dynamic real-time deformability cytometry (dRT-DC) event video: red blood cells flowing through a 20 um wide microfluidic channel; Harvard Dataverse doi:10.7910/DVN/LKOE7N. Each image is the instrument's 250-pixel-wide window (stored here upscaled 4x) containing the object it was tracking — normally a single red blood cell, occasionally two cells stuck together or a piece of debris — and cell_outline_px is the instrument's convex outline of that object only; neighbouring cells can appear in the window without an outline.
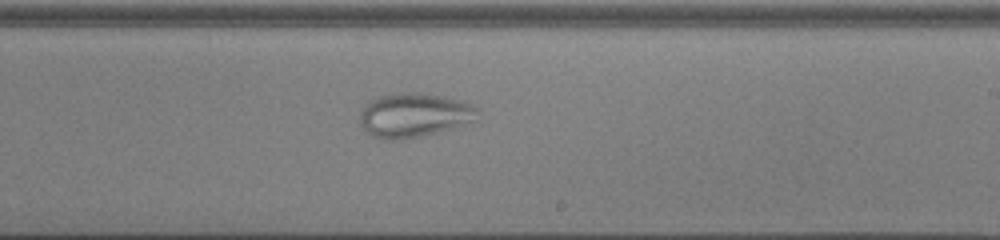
{"species": "common noctule bat (a hibernating species)", "species_latin": "Nyctalus noctula", "temperature_condition": "cold", "stored_images_in_passage": 46, "camera_frame_rate_fps": 3000, "um_per_image_px": 0.085, "animal": {"sex": "male", "body_mass_g": 13.0, "forearm_length_mm": 53.1}, "frame": {"image": 1, "passage_image": 26, "time_ms": 8.333, "image_size_px": [1000, 240], "cell_outline_px": [[480, 120], [472, 124], [420, 136], [392, 140], [384, 140], [372, 136], [360, 124], [360, 112], [364, 104], [368, 100], [380, 96], [400, 92], [420, 92], [444, 96], [460, 100], [476, 108]], "centroid_in_image_um": [35.22, 9.78], "position_along_channel_um": 253.8, "area_um2": 30.75}}
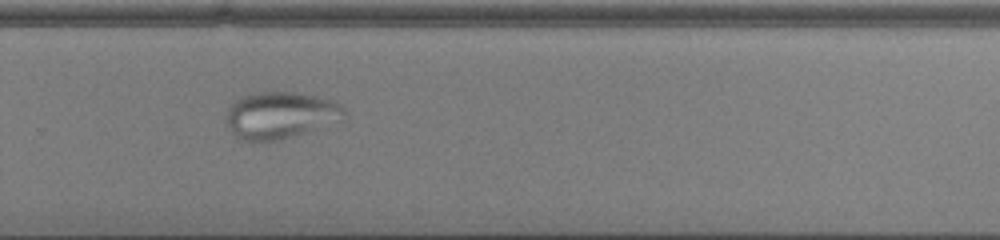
{"frame": {"image": 2, "passage_image": 30, "time_ms": 9.667, "image_size_px": [1000, 240], "cell_outline_px": [[348, 116], [344, 120], [280, 140], [264, 144], [252, 144], [240, 140], [232, 132], [228, 124], [228, 108], [236, 100], [244, 96], [256, 92], [296, 92], [332, 100], [340, 104], [348, 112]], "centroid_in_image_um": [23.87, 9.84], "position_along_channel_um": 305.9, "area_um2": 32.77}}
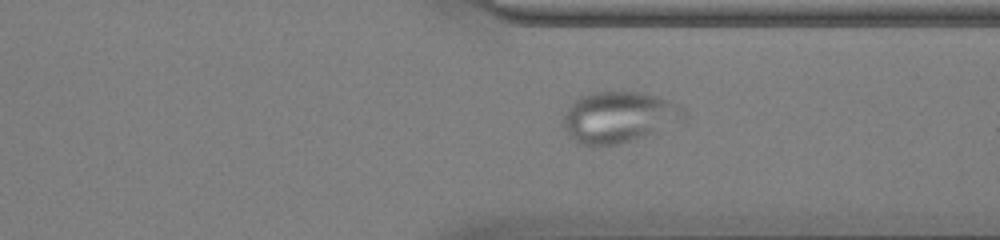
{"frame": {"image": 3, "passage_image": 34, "time_ms": 11.0, "image_size_px": [1000, 240], "cell_outline_px": [[688, 116], [684, 120], [644, 136], [616, 144], [592, 148], [580, 144], [564, 128], [564, 116], [568, 108], [580, 96], [592, 92], [644, 92], [668, 100], [684, 108], [688, 112]], "centroid_in_image_um": [52.63, 9.96], "position_along_channel_um": 358.8, "area_um2": 35.78}}